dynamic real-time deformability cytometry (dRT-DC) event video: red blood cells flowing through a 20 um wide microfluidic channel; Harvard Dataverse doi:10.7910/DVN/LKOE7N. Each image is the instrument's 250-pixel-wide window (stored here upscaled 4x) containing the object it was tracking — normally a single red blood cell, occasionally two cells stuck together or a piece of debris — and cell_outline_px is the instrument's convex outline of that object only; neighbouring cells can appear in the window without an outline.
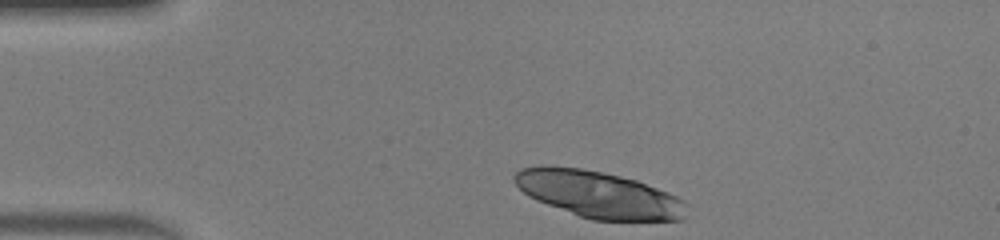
{"species": "human", "species_latin": "Homo sapiens", "temperature_condition": "warm", "stored_images_in_passage": 34, "segment_of_instrument_passage": [1, 2], "camera_frame_rate_fps": 3000, "um_per_image_px": 0.085, "donor": {"sex": "male"}, "frame": {"image": 1, "passage_image": 1, "time_ms": 0.0, "image_size_px": [1000, 240], "cell_outline_px": [[688, 204], [684, 220], [592, 220], [580, 216], [536, 200], [528, 196], [512, 180], [512, 176], [520, 168], [540, 164], [580, 168], [620, 176], [636, 180], [668, 192], [684, 200]], "centroid_in_image_um": [50.86, 16.51], "position_along_channel_um": 34.1, "area_um2": 46.88}}